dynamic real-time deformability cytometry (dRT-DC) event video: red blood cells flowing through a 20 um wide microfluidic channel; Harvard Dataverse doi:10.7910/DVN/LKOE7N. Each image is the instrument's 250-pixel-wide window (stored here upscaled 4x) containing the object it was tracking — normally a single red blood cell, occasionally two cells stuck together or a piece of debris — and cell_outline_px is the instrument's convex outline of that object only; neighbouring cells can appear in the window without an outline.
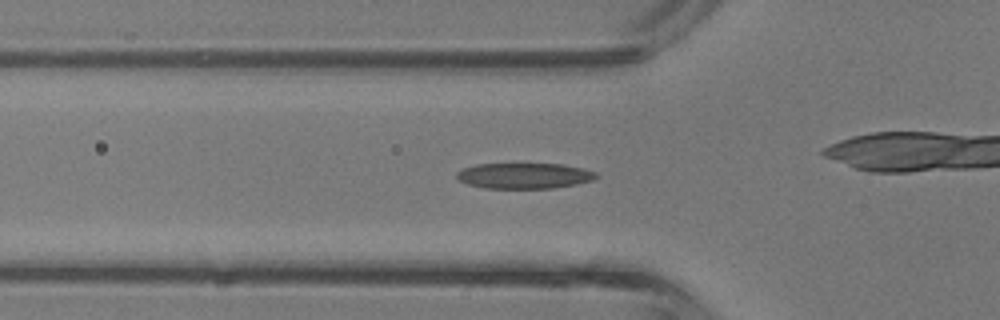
{"species": "common noctule bat (a hibernating species)", "species_latin": "Nyctalus noctula", "temperature_condition": "room temperature", "stored_images_in_passage": 38, "camera_frame_rate_fps": 3000, "um_per_image_px": 0.085, "animal": {"sex": "male", "body_mass_g": 13.3}, "frame": {"image": 1, "passage_image": 15, "time_ms": 4.667, "image_size_px": [1000, 320], "cell_outline_px": [[600, 176], [592, 180], [576, 184], [552, 188], [484, 188], [468, 184], [456, 180], [456, 172], [464, 168], [476, 164], [564, 164], [596, 172]], "centroid_in_image_um": [44.54, 14.94], "position_along_channel_um": 81.3, "area_um2": 20.87}}
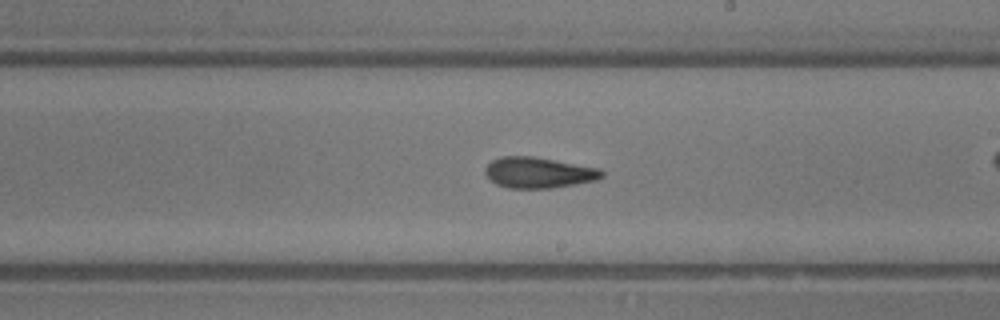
{"frame": {"image": 2, "passage_image": 25, "time_ms": 8.0, "image_size_px": [1000, 320], "cell_outline_px": [[604, 176], [596, 180], [576, 184], [552, 188], [508, 188], [496, 184], [488, 180], [484, 172], [484, 168], [492, 160], [500, 156], [532, 156], [600, 168], [604, 172]], "centroid_in_image_um": [45.75, 14.67], "position_along_channel_um": 243.3, "area_um2": 21.15}}
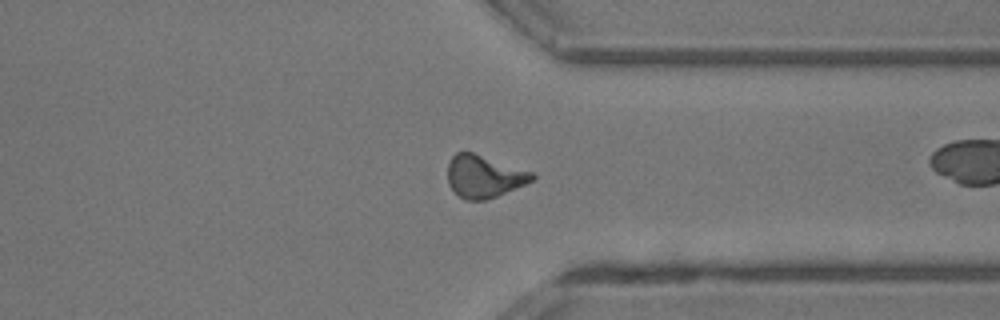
{"frame": {"image": 3, "passage_image": 33, "time_ms": 10.667, "image_size_px": [1000, 320], "cell_outline_px": [[536, 176], [532, 180], [524, 184], [496, 196], [484, 200], [464, 200], [448, 184], [448, 164], [452, 156], [456, 152], [472, 152], [532, 172]], "centroid_in_image_um": [41.11, 14.99], "position_along_channel_um": 370.3, "area_um2": 20.46}, "authors_computed_cell_mechanics": {"area_um2": 20.4901, "velocity_mm_per_s": 4.8375, "shape_relaxation_time_tau1_ms": 3.4212, "shape_relaxation_time_tau2_ms": 2.9676, "deformation_change_tau1": 0.1567, "deformation_change_tau2": 0.1284}}